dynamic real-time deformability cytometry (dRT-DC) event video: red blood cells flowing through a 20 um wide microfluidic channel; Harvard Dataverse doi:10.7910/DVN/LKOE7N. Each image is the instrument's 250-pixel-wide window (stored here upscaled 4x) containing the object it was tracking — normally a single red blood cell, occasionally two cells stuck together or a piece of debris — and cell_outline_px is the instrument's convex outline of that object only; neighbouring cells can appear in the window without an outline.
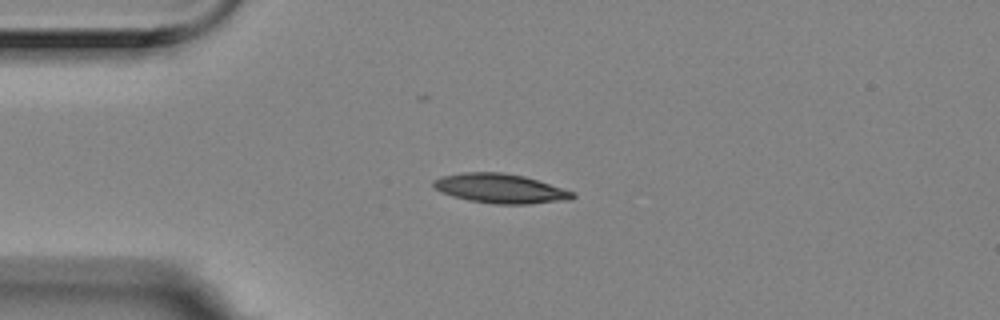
{"species": "Egyptian fruit bat (a non-hibernating species)", "species_latin": "Rousettus aegyptiacus", "temperature_condition": "room temperature", "stored_images_in_passage": 6, "camera_frame_rate_fps": 3000, "um_per_image_px": 0.085, "animal": {"sex": "female"}, "frame": {"image": 1, "passage_image": 4, "time_ms": 1.0, "image_size_px": [1000, 320], "cell_outline_px": [[576, 196], [572, 200], [532, 204], [492, 204], [468, 200], [452, 196], [440, 192], [432, 188], [432, 180], [440, 176], [464, 172], [500, 172], [524, 176], [576, 192]], "centroid_in_image_um": [42.52, 16.03], "position_along_channel_um": 42.5, "area_um2": 24.28}}
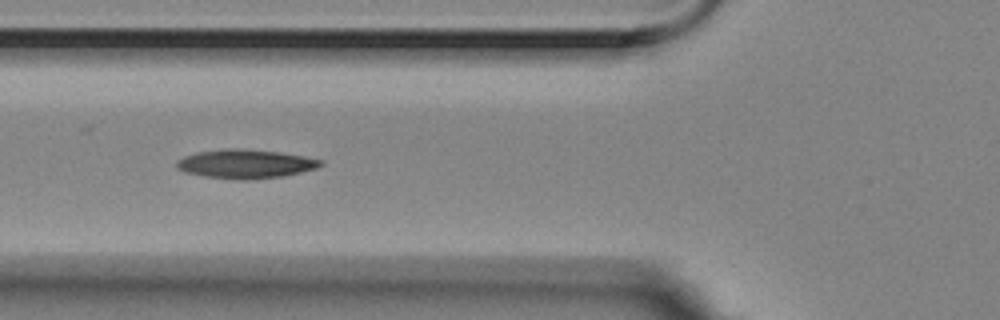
{"frame": {"image": 2, "passage_image": 6, "time_ms": 1.667, "image_size_px": [1000, 320], "cell_outline_px": [[324, 164], [316, 168], [284, 176], [252, 180], [240, 180], [204, 176], [184, 172], [176, 168], [176, 160], [184, 156], [200, 152], [232, 148], [236, 148], [280, 152], [304, 156], [324, 160]], "centroid_in_image_um": [20.88, 13.94], "position_along_channel_um": 104.9, "area_um2": 24.28}}